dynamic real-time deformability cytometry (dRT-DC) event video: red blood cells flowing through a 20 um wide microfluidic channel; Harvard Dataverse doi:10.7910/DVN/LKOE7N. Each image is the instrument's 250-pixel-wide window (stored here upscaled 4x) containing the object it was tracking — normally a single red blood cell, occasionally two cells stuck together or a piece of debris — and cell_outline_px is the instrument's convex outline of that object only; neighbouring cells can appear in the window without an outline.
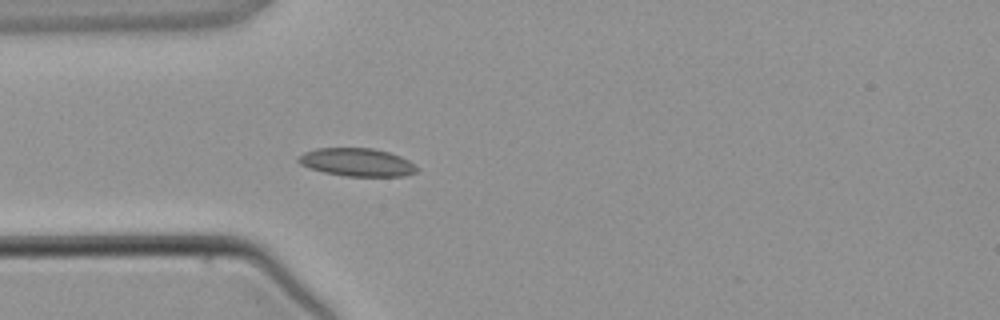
{"species": "common noctule bat (a hibernating species)", "species_latin": "Nyctalus noctula", "temperature_condition": "warm", "stored_images_in_passage": 4, "camera_frame_rate_fps": 3000, "um_per_image_px": 0.085, "animal": {"sex": "male", "body_mass_g": 21.5, "forearm_length_mm": 52.0}, "frame": {"image": 1, "passage_image": 4, "time_ms": 3.667, "image_size_px": [1000, 320], "cell_outline_px": [[420, 168], [416, 172], [404, 176], [344, 176], [324, 172], [308, 168], [300, 164], [296, 160], [304, 152], [316, 148], [372, 148], [388, 152], [400, 156], [408, 160]], "centroid_in_image_um": [30.34, 13.79], "position_along_channel_um": 54.7, "area_um2": 19.42}}